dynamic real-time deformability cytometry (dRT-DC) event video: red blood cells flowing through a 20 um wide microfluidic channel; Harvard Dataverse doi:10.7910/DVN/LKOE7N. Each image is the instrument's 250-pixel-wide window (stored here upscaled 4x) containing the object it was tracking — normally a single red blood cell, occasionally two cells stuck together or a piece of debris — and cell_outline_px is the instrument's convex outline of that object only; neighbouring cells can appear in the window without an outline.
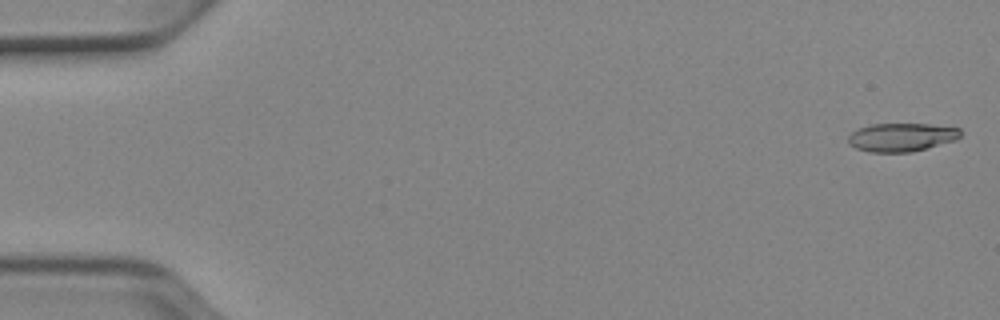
{"species": "Egyptian fruit bat (a non-hibernating species)", "species_latin": "Rousettus aegyptiacus", "temperature_condition": "cold", "stored_images_in_passage": 51, "camera_frame_rate_fps": 3000, "um_per_image_px": 0.085, "animal": {"sex": "female"}, "frame": {"image": 1, "passage_image": 1, "time_ms": 0.0, "image_size_px": [1000, 320], "cell_outline_px": [[960, 136], [956, 140], [912, 152], [868, 152], [856, 148], [848, 144], [848, 136], [856, 128], [872, 124], [928, 124], [960, 128]], "centroid_in_image_um": [76.59, 11.66], "position_along_channel_um": 8.4, "area_um2": 18.67}}
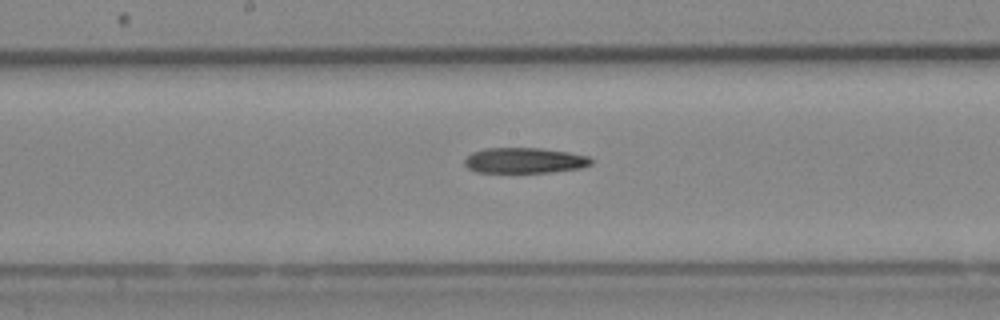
{"frame": {"image": 2, "passage_image": 27, "time_ms": 8.667, "image_size_px": [1000, 320], "cell_outline_px": [[592, 164], [580, 168], [552, 172], [476, 172], [468, 168], [464, 164], [464, 160], [472, 152], [484, 148], [540, 148], [568, 152], [588, 156], [592, 160]], "centroid_in_image_um": [44.57, 13.63], "position_along_channel_um": 203.6, "area_um2": 18.79}}
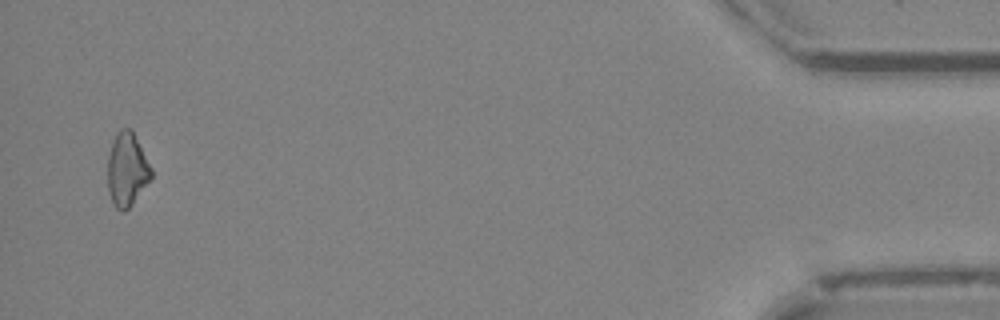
{"frame": {"image": 3, "passage_image": 50, "time_ms": 16.333, "image_size_px": [1000, 320], "cell_outline_px": [[152, 176], [132, 204], [124, 212], [120, 212], [116, 208], [108, 192], [108, 156], [116, 132], [120, 128], [132, 128], [152, 168]], "centroid_in_image_um": [10.79, 14.38], "position_along_channel_um": 424.4, "area_um2": 18.67}}